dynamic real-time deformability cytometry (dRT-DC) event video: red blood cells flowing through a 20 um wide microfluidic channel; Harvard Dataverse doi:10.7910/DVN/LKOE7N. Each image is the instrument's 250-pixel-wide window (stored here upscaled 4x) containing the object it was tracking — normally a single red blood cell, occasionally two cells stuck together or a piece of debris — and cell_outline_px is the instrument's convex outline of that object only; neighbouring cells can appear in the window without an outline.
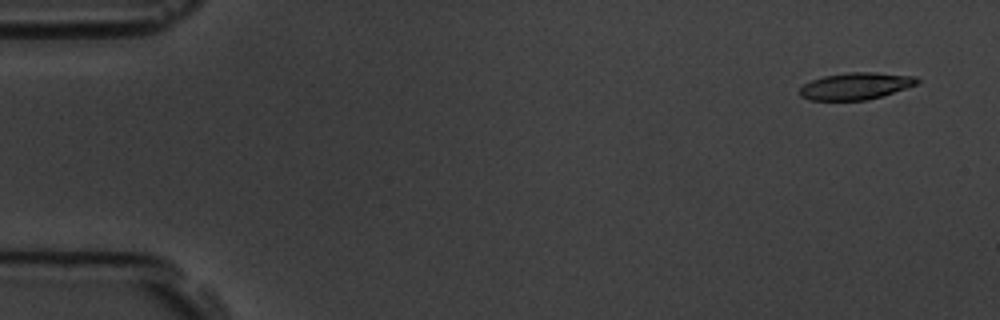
{"species": "common noctule bat (a hibernating species)", "species_latin": "Nyctalus noctula", "temperature_condition": "room temperature", "stored_images_in_passage": 4, "camera_frame_rate_fps": 3000, "um_per_image_px": 0.085, "animal": {"sex": "male", "body_mass_g": 19.5, "forearm_length_mm": 54.6}, "frame": {"image": 1, "passage_image": 1, "time_ms": 0.0, "image_size_px": [1000, 320], "cell_outline_px": [[920, 80], [916, 84], [868, 100], [808, 100], [800, 96], [800, 88], [804, 84], [812, 80], [824, 76], [848, 72], [872, 72], [916, 76]], "centroid_in_image_um": [72.7, 7.31], "position_along_channel_um": 12.3, "area_um2": 18.21}}